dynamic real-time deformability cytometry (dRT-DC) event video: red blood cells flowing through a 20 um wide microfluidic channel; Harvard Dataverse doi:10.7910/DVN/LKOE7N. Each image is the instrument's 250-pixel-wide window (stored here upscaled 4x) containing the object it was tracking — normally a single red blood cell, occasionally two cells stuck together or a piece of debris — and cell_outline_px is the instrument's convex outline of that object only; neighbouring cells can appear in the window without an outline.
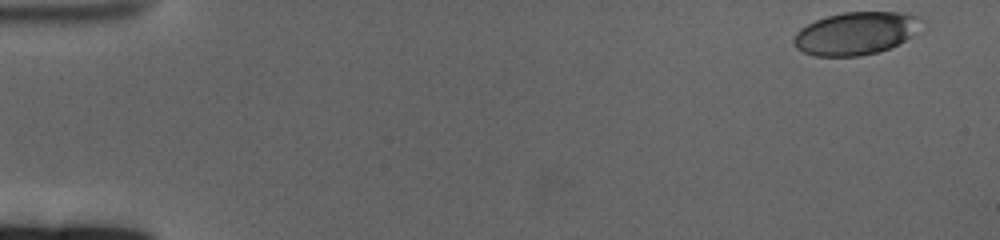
{"species": "human", "species_latin": "Homo sapiens", "temperature_condition": "cold", "stored_images_in_passage": 49, "camera_frame_rate_fps": 3000, "um_per_image_px": 0.085, "donor": {"sex": "female"}, "frame": {"image": 1, "passage_image": 1, "time_ms": 0.0, "image_size_px": [1000, 240], "cell_outline_px": [[916, 16], [912, 36], [888, 48], [876, 52], [860, 56], [812, 56], [796, 48], [792, 40], [796, 32], [800, 28], [816, 20], [828, 16], [844, 12], [896, 12]], "centroid_in_image_um": [72.59, 2.85], "position_along_channel_um": 12.4, "area_um2": 30.92}}
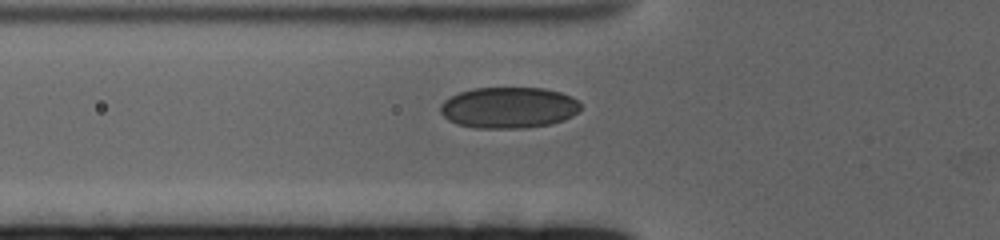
{"frame": {"image": 2, "passage_image": 20, "time_ms": 6.333, "image_size_px": [1000, 240], "cell_outline_px": [[580, 112], [564, 120], [552, 124], [524, 128], [476, 128], [456, 124], [448, 120], [440, 112], [440, 104], [444, 100], [460, 92], [472, 88], [544, 88], [560, 92], [572, 96], [580, 100]], "centroid_in_image_um": [43.27, 9.15], "position_along_channel_um": 82.5, "area_um2": 33.99}}
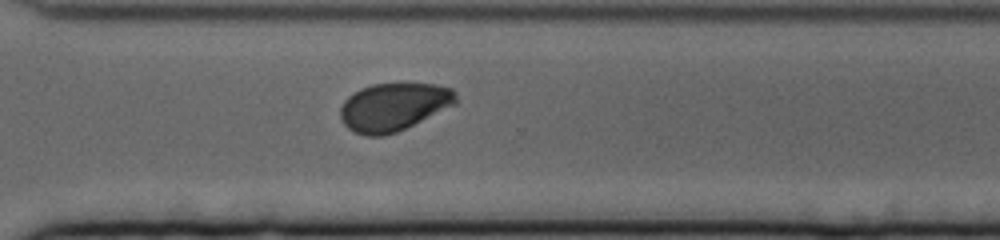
{"frame": {"image": 3, "passage_image": 43, "time_ms": 14.0, "image_size_px": [1000, 240], "cell_outline_px": [[456, 104], [396, 132], [384, 136], [364, 136], [348, 128], [344, 124], [340, 116], [340, 108], [344, 100], [348, 96], [360, 88], [372, 84], [436, 84], [452, 88], [456, 92]], "centroid_in_image_um": [33.44, 9.08], "position_along_channel_um": 337.2, "area_um2": 32.14}}